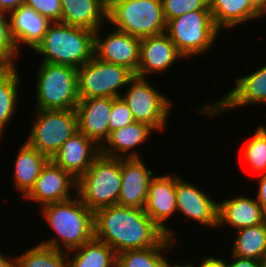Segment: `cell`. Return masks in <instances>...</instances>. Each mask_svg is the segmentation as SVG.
Returning <instances> with one entry per match:
<instances>
[{
    "instance_id": "11",
    "label": "cell",
    "mask_w": 266,
    "mask_h": 267,
    "mask_svg": "<svg viewBox=\"0 0 266 267\" xmlns=\"http://www.w3.org/2000/svg\"><path fill=\"white\" fill-rule=\"evenodd\" d=\"M260 103L266 104V64L255 69L253 73L241 76L236 85L221 99L212 104L198 106V112L208 117H214L228 110H235L242 106Z\"/></svg>"
},
{
    "instance_id": "26",
    "label": "cell",
    "mask_w": 266,
    "mask_h": 267,
    "mask_svg": "<svg viewBox=\"0 0 266 267\" xmlns=\"http://www.w3.org/2000/svg\"><path fill=\"white\" fill-rule=\"evenodd\" d=\"M116 256L115 251L105 242L93 237L82 246L67 252L68 267H116Z\"/></svg>"
},
{
    "instance_id": "38",
    "label": "cell",
    "mask_w": 266,
    "mask_h": 267,
    "mask_svg": "<svg viewBox=\"0 0 266 267\" xmlns=\"http://www.w3.org/2000/svg\"><path fill=\"white\" fill-rule=\"evenodd\" d=\"M195 267H228L226 259L207 256L200 260L199 266Z\"/></svg>"
},
{
    "instance_id": "29",
    "label": "cell",
    "mask_w": 266,
    "mask_h": 267,
    "mask_svg": "<svg viewBox=\"0 0 266 267\" xmlns=\"http://www.w3.org/2000/svg\"><path fill=\"white\" fill-rule=\"evenodd\" d=\"M18 73L15 65H9L0 73V138L4 134L5 126L16 113V106H18V88L20 85L18 78L20 74Z\"/></svg>"
},
{
    "instance_id": "3",
    "label": "cell",
    "mask_w": 266,
    "mask_h": 267,
    "mask_svg": "<svg viewBox=\"0 0 266 267\" xmlns=\"http://www.w3.org/2000/svg\"><path fill=\"white\" fill-rule=\"evenodd\" d=\"M94 34L87 28L53 22L34 51L43 56L42 62L80 68L94 57Z\"/></svg>"
},
{
    "instance_id": "6",
    "label": "cell",
    "mask_w": 266,
    "mask_h": 267,
    "mask_svg": "<svg viewBox=\"0 0 266 267\" xmlns=\"http://www.w3.org/2000/svg\"><path fill=\"white\" fill-rule=\"evenodd\" d=\"M107 22L140 39L165 33L167 27L161 0H115L108 7Z\"/></svg>"
},
{
    "instance_id": "10",
    "label": "cell",
    "mask_w": 266,
    "mask_h": 267,
    "mask_svg": "<svg viewBox=\"0 0 266 267\" xmlns=\"http://www.w3.org/2000/svg\"><path fill=\"white\" fill-rule=\"evenodd\" d=\"M135 75L127 68L102 61L95 56L77 68L79 99L120 97ZM125 86V87H124Z\"/></svg>"
},
{
    "instance_id": "37",
    "label": "cell",
    "mask_w": 266,
    "mask_h": 267,
    "mask_svg": "<svg viewBox=\"0 0 266 267\" xmlns=\"http://www.w3.org/2000/svg\"><path fill=\"white\" fill-rule=\"evenodd\" d=\"M258 179V189L255 191L257 193L254 197L256 198L266 215V173L260 174V177H258Z\"/></svg>"
},
{
    "instance_id": "44",
    "label": "cell",
    "mask_w": 266,
    "mask_h": 267,
    "mask_svg": "<svg viewBox=\"0 0 266 267\" xmlns=\"http://www.w3.org/2000/svg\"><path fill=\"white\" fill-rule=\"evenodd\" d=\"M260 7L263 9L266 6V0H258Z\"/></svg>"
},
{
    "instance_id": "13",
    "label": "cell",
    "mask_w": 266,
    "mask_h": 267,
    "mask_svg": "<svg viewBox=\"0 0 266 267\" xmlns=\"http://www.w3.org/2000/svg\"><path fill=\"white\" fill-rule=\"evenodd\" d=\"M144 211L168 238L178 241L174 230L165 224L168 218L177 213L176 175L155 174L149 184Z\"/></svg>"
},
{
    "instance_id": "21",
    "label": "cell",
    "mask_w": 266,
    "mask_h": 267,
    "mask_svg": "<svg viewBox=\"0 0 266 267\" xmlns=\"http://www.w3.org/2000/svg\"><path fill=\"white\" fill-rule=\"evenodd\" d=\"M10 31L17 50L27 45L31 50L42 41L51 22L34 9L22 5L9 14Z\"/></svg>"
},
{
    "instance_id": "27",
    "label": "cell",
    "mask_w": 266,
    "mask_h": 267,
    "mask_svg": "<svg viewBox=\"0 0 266 267\" xmlns=\"http://www.w3.org/2000/svg\"><path fill=\"white\" fill-rule=\"evenodd\" d=\"M176 243L165 236L154 247L122 251L116 256V267H166L169 259L162 253L174 249Z\"/></svg>"
},
{
    "instance_id": "47",
    "label": "cell",
    "mask_w": 266,
    "mask_h": 267,
    "mask_svg": "<svg viewBox=\"0 0 266 267\" xmlns=\"http://www.w3.org/2000/svg\"><path fill=\"white\" fill-rule=\"evenodd\" d=\"M265 16H266V6L262 9V17L261 18H263Z\"/></svg>"
},
{
    "instance_id": "7",
    "label": "cell",
    "mask_w": 266,
    "mask_h": 267,
    "mask_svg": "<svg viewBox=\"0 0 266 267\" xmlns=\"http://www.w3.org/2000/svg\"><path fill=\"white\" fill-rule=\"evenodd\" d=\"M220 30L215 26L210 10H195L171 19L166 34L185 58L209 51Z\"/></svg>"
},
{
    "instance_id": "31",
    "label": "cell",
    "mask_w": 266,
    "mask_h": 267,
    "mask_svg": "<svg viewBox=\"0 0 266 267\" xmlns=\"http://www.w3.org/2000/svg\"><path fill=\"white\" fill-rule=\"evenodd\" d=\"M252 135L239 157H242L252 170L263 174L266 173V126H257Z\"/></svg>"
},
{
    "instance_id": "4",
    "label": "cell",
    "mask_w": 266,
    "mask_h": 267,
    "mask_svg": "<svg viewBox=\"0 0 266 267\" xmlns=\"http://www.w3.org/2000/svg\"><path fill=\"white\" fill-rule=\"evenodd\" d=\"M121 185V158L100 153L77 179L76 195L94 213L98 209L118 205Z\"/></svg>"
},
{
    "instance_id": "1",
    "label": "cell",
    "mask_w": 266,
    "mask_h": 267,
    "mask_svg": "<svg viewBox=\"0 0 266 267\" xmlns=\"http://www.w3.org/2000/svg\"><path fill=\"white\" fill-rule=\"evenodd\" d=\"M94 237L116 254L156 246L166 235L144 209L112 205L94 212Z\"/></svg>"
},
{
    "instance_id": "45",
    "label": "cell",
    "mask_w": 266,
    "mask_h": 267,
    "mask_svg": "<svg viewBox=\"0 0 266 267\" xmlns=\"http://www.w3.org/2000/svg\"><path fill=\"white\" fill-rule=\"evenodd\" d=\"M207 7H209L211 0H201Z\"/></svg>"
},
{
    "instance_id": "34",
    "label": "cell",
    "mask_w": 266,
    "mask_h": 267,
    "mask_svg": "<svg viewBox=\"0 0 266 267\" xmlns=\"http://www.w3.org/2000/svg\"><path fill=\"white\" fill-rule=\"evenodd\" d=\"M135 122L133 114L121 97L112 98V109L109 119V135L112 131L121 129Z\"/></svg>"
},
{
    "instance_id": "33",
    "label": "cell",
    "mask_w": 266,
    "mask_h": 267,
    "mask_svg": "<svg viewBox=\"0 0 266 267\" xmlns=\"http://www.w3.org/2000/svg\"><path fill=\"white\" fill-rule=\"evenodd\" d=\"M166 22L195 10H210L201 0H161Z\"/></svg>"
},
{
    "instance_id": "36",
    "label": "cell",
    "mask_w": 266,
    "mask_h": 267,
    "mask_svg": "<svg viewBox=\"0 0 266 267\" xmlns=\"http://www.w3.org/2000/svg\"><path fill=\"white\" fill-rule=\"evenodd\" d=\"M232 262L227 260L228 267H263L262 262L259 260L249 259L245 257H239L230 254Z\"/></svg>"
},
{
    "instance_id": "2",
    "label": "cell",
    "mask_w": 266,
    "mask_h": 267,
    "mask_svg": "<svg viewBox=\"0 0 266 267\" xmlns=\"http://www.w3.org/2000/svg\"><path fill=\"white\" fill-rule=\"evenodd\" d=\"M44 217L56 236L40 244L56 250L70 251L82 246L94 237V213L78 196L42 206Z\"/></svg>"
},
{
    "instance_id": "39",
    "label": "cell",
    "mask_w": 266,
    "mask_h": 267,
    "mask_svg": "<svg viewBox=\"0 0 266 267\" xmlns=\"http://www.w3.org/2000/svg\"><path fill=\"white\" fill-rule=\"evenodd\" d=\"M24 4V0H0V12L9 15Z\"/></svg>"
},
{
    "instance_id": "9",
    "label": "cell",
    "mask_w": 266,
    "mask_h": 267,
    "mask_svg": "<svg viewBox=\"0 0 266 267\" xmlns=\"http://www.w3.org/2000/svg\"><path fill=\"white\" fill-rule=\"evenodd\" d=\"M25 142L51 159L78 131L75 110H36Z\"/></svg>"
},
{
    "instance_id": "30",
    "label": "cell",
    "mask_w": 266,
    "mask_h": 267,
    "mask_svg": "<svg viewBox=\"0 0 266 267\" xmlns=\"http://www.w3.org/2000/svg\"><path fill=\"white\" fill-rule=\"evenodd\" d=\"M15 267H68L67 252L38 243L15 256Z\"/></svg>"
},
{
    "instance_id": "14",
    "label": "cell",
    "mask_w": 266,
    "mask_h": 267,
    "mask_svg": "<svg viewBox=\"0 0 266 267\" xmlns=\"http://www.w3.org/2000/svg\"><path fill=\"white\" fill-rule=\"evenodd\" d=\"M76 187L77 180L49 159L43 166L34 186L24 198L44 206L76 196ZM72 189L73 195L70 193Z\"/></svg>"
},
{
    "instance_id": "41",
    "label": "cell",
    "mask_w": 266,
    "mask_h": 267,
    "mask_svg": "<svg viewBox=\"0 0 266 267\" xmlns=\"http://www.w3.org/2000/svg\"><path fill=\"white\" fill-rule=\"evenodd\" d=\"M166 267H195V265H192L191 263H186V264H184V265H180V264H171V262L169 263V260H168V262H167V264H166Z\"/></svg>"
},
{
    "instance_id": "23",
    "label": "cell",
    "mask_w": 266,
    "mask_h": 267,
    "mask_svg": "<svg viewBox=\"0 0 266 267\" xmlns=\"http://www.w3.org/2000/svg\"><path fill=\"white\" fill-rule=\"evenodd\" d=\"M209 9L214 24L220 31L224 28L232 29L250 20L257 21L262 16L258 0H211Z\"/></svg>"
},
{
    "instance_id": "42",
    "label": "cell",
    "mask_w": 266,
    "mask_h": 267,
    "mask_svg": "<svg viewBox=\"0 0 266 267\" xmlns=\"http://www.w3.org/2000/svg\"><path fill=\"white\" fill-rule=\"evenodd\" d=\"M8 66L9 64L0 58V73H2Z\"/></svg>"
},
{
    "instance_id": "15",
    "label": "cell",
    "mask_w": 266,
    "mask_h": 267,
    "mask_svg": "<svg viewBox=\"0 0 266 267\" xmlns=\"http://www.w3.org/2000/svg\"><path fill=\"white\" fill-rule=\"evenodd\" d=\"M197 186V187H196ZM198 185H194L176 175V204L180 215L192 219L197 224L218 228V202Z\"/></svg>"
},
{
    "instance_id": "40",
    "label": "cell",
    "mask_w": 266,
    "mask_h": 267,
    "mask_svg": "<svg viewBox=\"0 0 266 267\" xmlns=\"http://www.w3.org/2000/svg\"><path fill=\"white\" fill-rule=\"evenodd\" d=\"M10 258V259H9ZM0 267H15V257L3 256L0 251Z\"/></svg>"
},
{
    "instance_id": "5",
    "label": "cell",
    "mask_w": 266,
    "mask_h": 267,
    "mask_svg": "<svg viewBox=\"0 0 266 267\" xmlns=\"http://www.w3.org/2000/svg\"><path fill=\"white\" fill-rule=\"evenodd\" d=\"M38 67L35 110H75L79 102L77 68L47 62Z\"/></svg>"
},
{
    "instance_id": "46",
    "label": "cell",
    "mask_w": 266,
    "mask_h": 267,
    "mask_svg": "<svg viewBox=\"0 0 266 267\" xmlns=\"http://www.w3.org/2000/svg\"><path fill=\"white\" fill-rule=\"evenodd\" d=\"M261 262H262V266L266 267V255L263 257Z\"/></svg>"
},
{
    "instance_id": "43",
    "label": "cell",
    "mask_w": 266,
    "mask_h": 267,
    "mask_svg": "<svg viewBox=\"0 0 266 267\" xmlns=\"http://www.w3.org/2000/svg\"><path fill=\"white\" fill-rule=\"evenodd\" d=\"M104 5L109 7L115 0H100Z\"/></svg>"
},
{
    "instance_id": "8",
    "label": "cell",
    "mask_w": 266,
    "mask_h": 267,
    "mask_svg": "<svg viewBox=\"0 0 266 267\" xmlns=\"http://www.w3.org/2000/svg\"><path fill=\"white\" fill-rule=\"evenodd\" d=\"M121 98L131 110L134 120L150 126L154 131L166 130L173 103L147 78L134 76Z\"/></svg>"
},
{
    "instance_id": "20",
    "label": "cell",
    "mask_w": 266,
    "mask_h": 267,
    "mask_svg": "<svg viewBox=\"0 0 266 267\" xmlns=\"http://www.w3.org/2000/svg\"><path fill=\"white\" fill-rule=\"evenodd\" d=\"M266 221L258 201L247 196L238 195L232 199L218 202V229L229 224L231 229L239 230L250 226H256ZM220 226V227H219Z\"/></svg>"
},
{
    "instance_id": "25",
    "label": "cell",
    "mask_w": 266,
    "mask_h": 267,
    "mask_svg": "<svg viewBox=\"0 0 266 267\" xmlns=\"http://www.w3.org/2000/svg\"><path fill=\"white\" fill-rule=\"evenodd\" d=\"M15 159L13 170L14 188L18 192L20 191L24 197L34 186L49 158L24 142L19 148Z\"/></svg>"
},
{
    "instance_id": "35",
    "label": "cell",
    "mask_w": 266,
    "mask_h": 267,
    "mask_svg": "<svg viewBox=\"0 0 266 267\" xmlns=\"http://www.w3.org/2000/svg\"><path fill=\"white\" fill-rule=\"evenodd\" d=\"M25 6L34 9L49 22H61L60 0H24Z\"/></svg>"
},
{
    "instance_id": "12",
    "label": "cell",
    "mask_w": 266,
    "mask_h": 267,
    "mask_svg": "<svg viewBox=\"0 0 266 267\" xmlns=\"http://www.w3.org/2000/svg\"><path fill=\"white\" fill-rule=\"evenodd\" d=\"M103 27L94 34V56L102 61L125 67L135 75L139 66L141 39L116 29L104 35L101 33Z\"/></svg>"
},
{
    "instance_id": "22",
    "label": "cell",
    "mask_w": 266,
    "mask_h": 267,
    "mask_svg": "<svg viewBox=\"0 0 266 267\" xmlns=\"http://www.w3.org/2000/svg\"><path fill=\"white\" fill-rule=\"evenodd\" d=\"M152 132L154 130L150 126L135 121L121 129L112 131L108 140L100 148V153L108 157L121 159L142 158L135 149L138 145L144 144L150 138Z\"/></svg>"
},
{
    "instance_id": "32",
    "label": "cell",
    "mask_w": 266,
    "mask_h": 267,
    "mask_svg": "<svg viewBox=\"0 0 266 267\" xmlns=\"http://www.w3.org/2000/svg\"><path fill=\"white\" fill-rule=\"evenodd\" d=\"M8 17V18H7ZM19 50L12 39L9 16L0 12V58L9 65H16Z\"/></svg>"
},
{
    "instance_id": "19",
    "label": "cell",
    "mask_w": 266,
    "mask_h": 267,
    "mask_svg": "<svg viewBox=\"0 0 266 267\" xmlns=\"http://www.w3.org/2000/svg\"><path fill=\"white\" fill-rule=\"evenodd\" d=\"M100 148L80 131L74 133L51 160L76 180L92 165Z\"/></svg>"
},
{
    "instance_id": "18",
    "label": "cell",
    "mask_w": 266,
    "mask_h": 267,
    "mask_svg": "<svg viewBox=\"0 0 266 267\" xmlns=\"http://www.w3.org/2000/svg\"><path fill=\"white\" fill-rule=\"evenodd\" d=\"M153 172L142 158L121 159V178L118 205L144 209Z\"/></svg>"
},
{
    "instance_id": "24",
    "label": "cell",
    "mask_w": 266,
    "mask_h": 267,
    "mask_svg": "<svg viewBox=\"0 0 266 267\" xmlns=\"http://www.w3.org/2000/svg\"><path fill=\"white\" fill-rule=\"evenodd\" d=\"M61 22L96 32L107 22L108 7L100 0H60Z\"/></svg>"
},
{
    "instance_id": "16",
    "label": "cell",
    "mask_w": 266,
    "mask_h": 267,
    "mask_svg": "<svg viewBox=\"0 0 266 267\" xmlns=\"http://www.w3.org/2000/svg\"><path fill=\"white\" fill-rule=\"evenodd\" d=\"M111 97L79 99L75 112L78 131L92 140L99 148L109 138Z\"/></svg>"
},
{
    "instance_id": "17",
    "label": "cell",
    "mask_w": 266,
    "mask_h": 267,
    "mask_svg": "<svg viewBox=\"0 0 266 267\" xmlns=\"http://www.w3.org/2000/svg\"><path fill=\"white\" fill-rule=\"evenodd\" d=\"M183 57L166 33L142 38L135 76L147 78L148 74H162Z\"/></svg>"
},
{
    "instance_id": "28",
    "label": "cell",
    "mask_w": 266,
    "mask_h": 267,
    "mask_svg": "<svg viewBox=\"0 0 266 267\" xmlns=\"http://www.w3.org/2000/svg\"><path fill=\"white\" fill-rule=\"evenodd\" d=\"M235 234L230 253L262 261L266 255V221L256 226L239 229Z\"/></svg>"
}]
</instances>
